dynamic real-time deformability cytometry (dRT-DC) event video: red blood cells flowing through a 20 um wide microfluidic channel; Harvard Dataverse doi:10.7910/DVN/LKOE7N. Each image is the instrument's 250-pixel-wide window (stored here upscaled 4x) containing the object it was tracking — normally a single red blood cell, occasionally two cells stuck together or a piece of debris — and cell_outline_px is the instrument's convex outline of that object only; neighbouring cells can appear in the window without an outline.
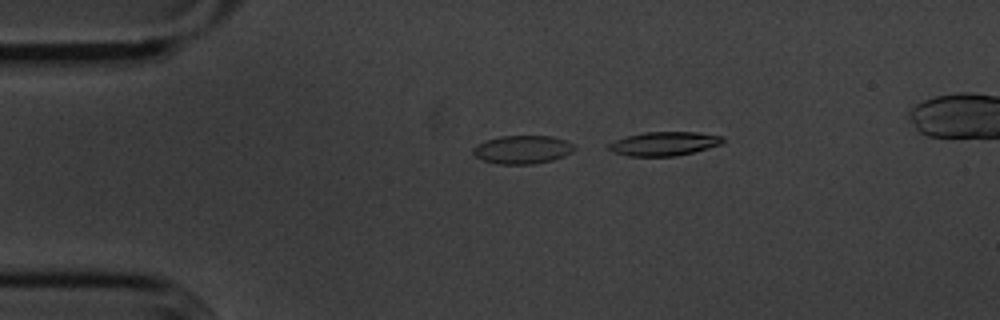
{"species": "common noctule bat (a hibernating species)", "species_latin": "Nyctalus noctula", "temperature_condition": "cold", "stored_images_in_passage": 8, "camera_frame_rate_fps": 3000, "um_per_image_px": 0.085, "animal": {"sex": "male", "body_mass_g": 20.1, "forearm_length_mm": 53.5}, "frame": {"image": 1, "passage_image": 1, "time_ms": 0.0, "image_size_px": [1000, 320], "cell_outline_px": [[576, 148], [572, 152], [564, 156], [552, 160], [532, 164], [500, 164], [484, 160], [476, 156], [472, 152], [472, 148], [476, 144], [500, 136], [552, 136], [564, 140], [572, 144]], "centroid_in_image_um": [44.41, 12.71], "position_along_channel_um": 40.6, "area_um2": 16.59}}